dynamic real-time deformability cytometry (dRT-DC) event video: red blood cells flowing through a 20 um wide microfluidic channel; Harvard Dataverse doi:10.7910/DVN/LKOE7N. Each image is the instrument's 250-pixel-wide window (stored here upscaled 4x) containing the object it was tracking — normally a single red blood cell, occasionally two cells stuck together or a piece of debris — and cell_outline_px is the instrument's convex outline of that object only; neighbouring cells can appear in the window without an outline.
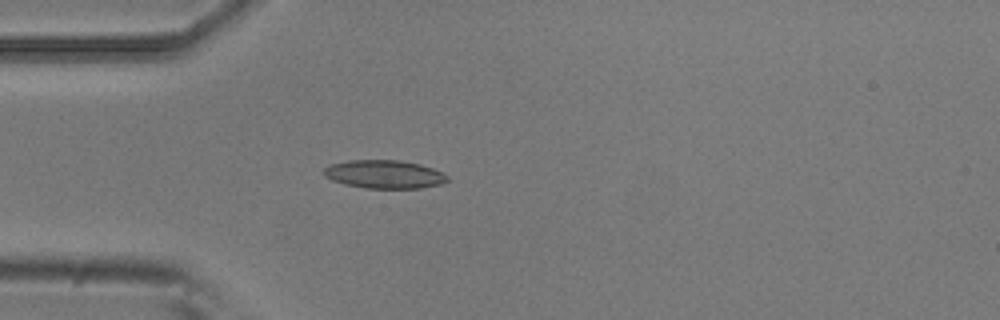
{"species": "common noctule bat (a hibernating species)", "species_latin": "Nyctalus noctula", "temperature_condition": "room temperature", "stored_images_in_passage": 3, "camera_frame_rate_fps": 3000, "um_per_image_px": 0.085, "animal": {"sex": "male", "body_mass_g": 20.5, "forearm_length_mm": 52.5}, "frame": {"image": 1, "passage_image": 3, "time_ms": 0.667, "image_size_px": [1000, 320], "cell_outline_px": [[448, 180], [440, 184], [420, 188], [368, 188], [344, 184], [332, 180], [324, 176], [324, 168], [328, 164], [348, 160], [400, 160], [420, 164], [432, 168], [448, 176]], "centroid_in_image_um": [32.63, 14.8], "position_along_channel_um": 52.4, "area_um2": 20.35}}